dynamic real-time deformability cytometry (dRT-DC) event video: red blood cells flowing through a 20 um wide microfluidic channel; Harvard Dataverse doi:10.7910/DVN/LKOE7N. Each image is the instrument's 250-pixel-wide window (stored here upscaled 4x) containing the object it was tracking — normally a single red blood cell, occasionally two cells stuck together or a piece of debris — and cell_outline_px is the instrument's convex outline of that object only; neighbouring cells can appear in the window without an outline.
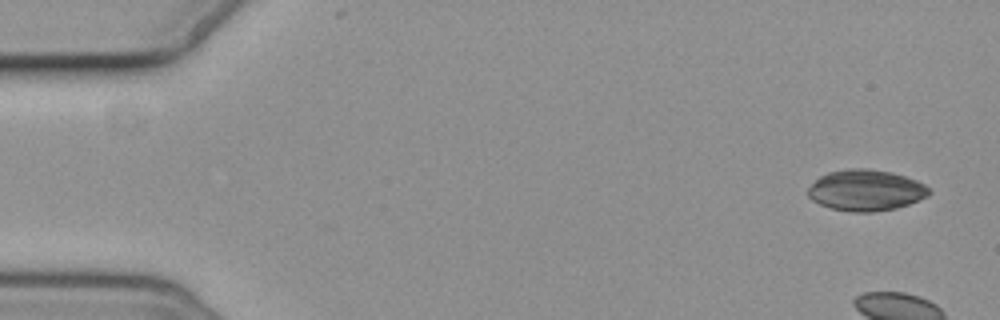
{"species": "common noctule bat (a hibernating species)", "species_latin": "Nyctalus noctula", "temperature_condition": "cold", "stored_images_in_passage": 2, "camera_frame_rate_fps": 3000, "um_per_image_px": 0.085, "animal": {"sex": "female", "body_mass_g": 19.3, "forearm_length_mm": 54.1}, "frame": {"image": 1, "passage_image": 2, "time_ms": 2.0, "image_size_px": [1000, 320], "cell_outline_px": [[932, 192], [928, 196], [920, 200], [896, 208], [872, 212], [852, 212], [832, 208], [820, 204], [812, 200], [808, 196], [808, 188], [820, 176], [828, 172], [848, 168], [868, 168], [892, 172], [916, 180], [924, 184]], "centroid_in_image_um": [73.61, 16.17], "position_along_channel_um": 11.4, "area_um2": 29.02}}